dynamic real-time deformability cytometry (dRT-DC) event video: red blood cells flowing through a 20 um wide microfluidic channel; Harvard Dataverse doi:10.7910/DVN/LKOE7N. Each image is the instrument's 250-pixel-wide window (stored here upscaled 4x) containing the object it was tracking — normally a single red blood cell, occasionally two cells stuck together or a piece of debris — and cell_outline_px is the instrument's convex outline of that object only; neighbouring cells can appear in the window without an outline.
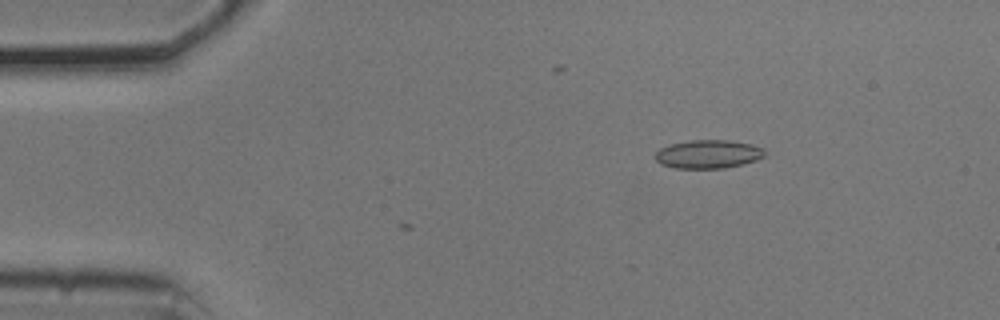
{"species": "common noctule bat (a hibernating species)", "species_latin": "Nyctalus noctula", "temperature_condition": "cold", "stored_images_in_passage": 37, "camera_frame_rate_fps": 3000, "um_per_image_px": 0.085, "animal": {"sex": "male", "body_mass_g": 20.5, "forearm_length_mm": 52.5}, "frame": {"image": 1, "passage_image": 1, "time_ms": 0.0, "image_size_px": [1000, 320], "cell_outline_px": [[768, 152], [764, 156], [756, 160], [724, 168], [676, 168], [660, 164], [652, 156], [660, 148], [672, 144], [688, 140], [728, 140], [752, 144], [764, 148]], "centroid_in_image_um": [60.19, 13.09], "position_along_channel_um": 24.8, "area_um2": 18.26}}
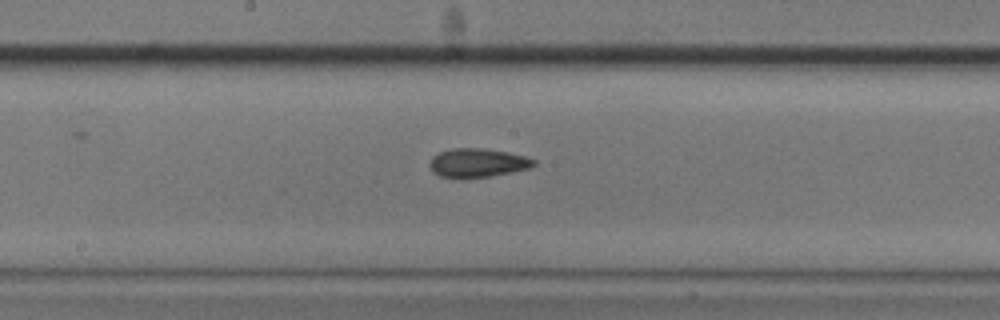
{"frame": {"image": 2, "passage_image": 21, "time_ms": 6.667, "image_size_px": [1000, 320], "cell_outline_px": [[536, 164], [532, 168], [512, 172], [488, 176], [440, 176], [432, 172], [428, 164], [432, 156], [440, 152], [452, 148], [480, 148], [504, 152], [524, 156], [536, 160]], "centroid_in_image_um": [40.59, 13.82], "position_along_channel_um": 207.6, "area_um2": 17.05}}
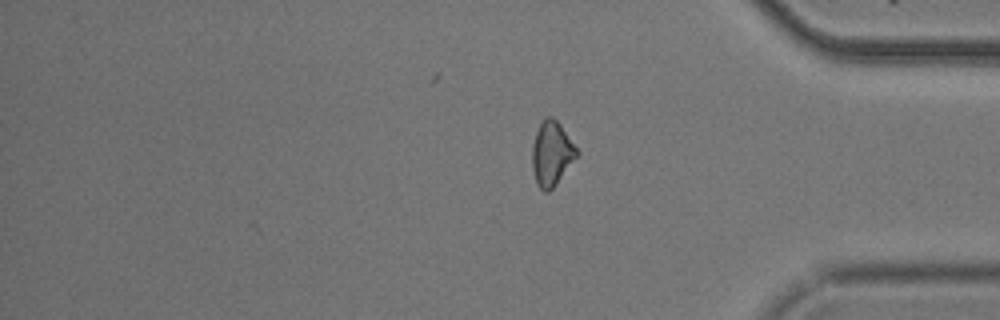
{"frame": {"image": 3, "passage_image": 37, "time_ms": 12.0, "image_size_px": [1000, 320], "cell_outline_px": [[580, 156], [556, 184], [548, 192], [544, 192], [536, 184], [532, 168], [532, 144], [536, 132], [544, 116], [552, 116], [560, 124], [580, 152]], "centroid_in_image_um": [46.91, 13.06], "position_along_channel_um": 388.3, "area_um2": 17.11}, "authors_computed_cell_mechanics": {"area_um2": 17.1666, "velocity_mm_per_s": 3.7141, "shape_relaxation_time_tau1_ms": null, "shape_relaxation_time_tau2_ms": 5.3854, "deformation_change_tau1": null, "deformation_change_tau2": 0.1215}}